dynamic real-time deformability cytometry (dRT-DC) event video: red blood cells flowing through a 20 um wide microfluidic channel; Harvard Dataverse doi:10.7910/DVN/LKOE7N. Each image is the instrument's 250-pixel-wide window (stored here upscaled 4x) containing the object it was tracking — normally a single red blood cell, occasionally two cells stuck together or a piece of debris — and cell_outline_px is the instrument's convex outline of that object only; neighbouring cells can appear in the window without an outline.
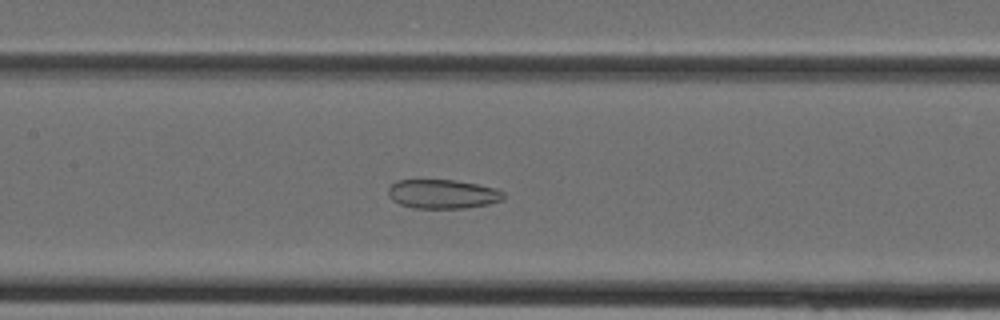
{"species": "Egyptian fruit bat (a non-hibernating species)", "species_latin": "Rousettus aegyptiacus", "temperature_condition": "cold", "stored_images_in_passage": 39, "camera_frame_rate_fps": 3000, "um_per_image_px": 0.085, "animal": {"sex": "female"}, "frame": {"image": 1, "passage_image": 18, "time_ms": 5.667, "image_size_px": [1000, 320], "cell_outline_px": [[504, 200], [488, 204], [464, 208], [416, 208], [400, 204], [392, 200], [388, 196], [388, 188], [396, 180], [456, 180], [496, 188], [504, 192]], "centroid_in_image_um": [37.63, 16.49], "position_along_channel_um": 169.8, "area_um2": 19.59}}
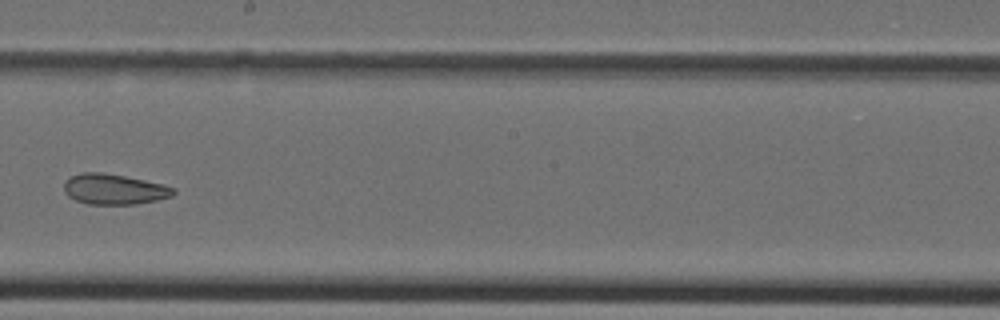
{"frame": {"image": 2, "passage_image": 22, "time_ms": 7.0, "image_size_px": [1000, 320], "cell_outline_px": [[176, 192], [172, 196], [156, 200], [136, 204], [88, 204], [76, 200], [68, 196], [64, 192], [64, 180], [80, 172], [100, 172], [124, 176], [164, 184], [176, 188]], "centroid_in_image_um": [9.7, 16.08], "position_along_channel_um": 238.5, "area_um2": 19.48}}
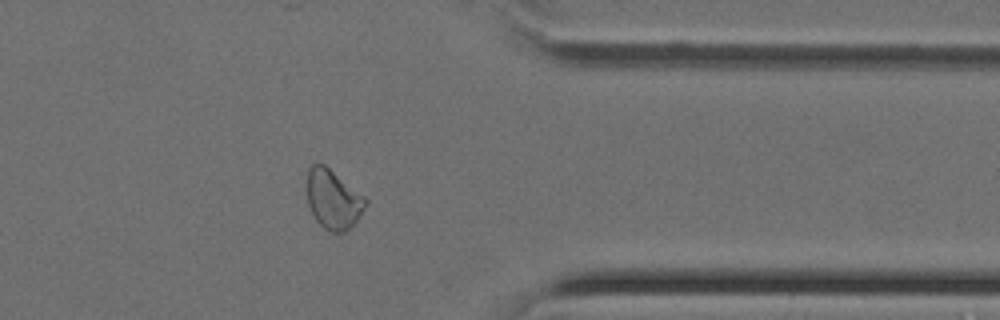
{"frame": {"image": 3, "passage_image": 31, "time_ms": 10.0, "image_size_px": [1000, 320], "cell_outline_px": [[368, 204], [356, 220], [344, 232], [332, 232], [324, 228], [316, 220], [308, 204], [308, 168], [312, 164], [324, 164], [364, 196], [368, 200]], "centroid_in_image_um": [28.33, 16.94], "position_along_channel_um": 383.1, "area_um2": 19.83}}